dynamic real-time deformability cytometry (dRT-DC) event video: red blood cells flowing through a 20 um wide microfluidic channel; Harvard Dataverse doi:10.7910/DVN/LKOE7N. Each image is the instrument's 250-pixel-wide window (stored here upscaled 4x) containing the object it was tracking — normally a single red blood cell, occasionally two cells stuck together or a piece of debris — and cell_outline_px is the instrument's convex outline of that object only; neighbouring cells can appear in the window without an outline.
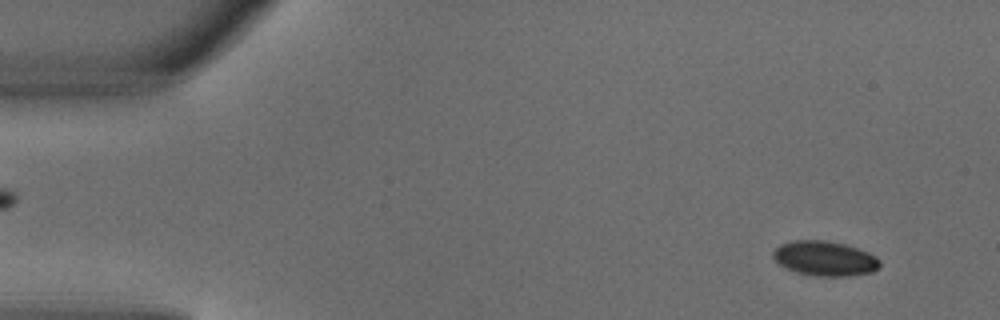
{"species": "common noctule bat (a hibernating species)", "species_latin": "Nyctalus noctula", "temperature_condition": "warm", "stored_images_in_passage": 5, "segment_of_instrument_passage": [2, 2], "camera_frame_rate_fps": 3000, "um_per_image_px": 0.085, "animal": {"sex": "male", "body_mass_g": 18.8}, "frame": {"image": 1, "passage_image": 5, "time_ms": 1.333, "image_size_px": [1000, 320], "cell_outline_px": [[880, 268], [872, 272], [848, 276], [820, 276], [796, 272], [780, 264], [772, 256], [772, 252], [780, 244], [796, 240], [824, 240], [844, 244], [868, 252], [876, 256], [880, 260]], "centroid_in_image_um": [70.13, 21.97], "position_along_channel_um": 14.9, "area_um2": 21.5}}